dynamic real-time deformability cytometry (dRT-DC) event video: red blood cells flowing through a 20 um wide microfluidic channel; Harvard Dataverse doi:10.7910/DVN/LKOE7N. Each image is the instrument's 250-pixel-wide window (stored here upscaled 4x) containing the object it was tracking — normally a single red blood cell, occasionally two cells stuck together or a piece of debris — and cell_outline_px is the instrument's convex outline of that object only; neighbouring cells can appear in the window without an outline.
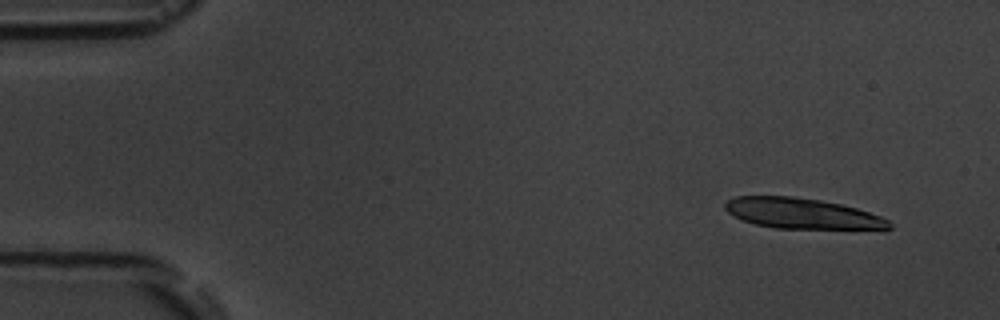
{"species": "common noctule bat (a hibernating species)", "species_latin": "Nyctalus noctula", "temperature_condition": "room temperature", "stored_images_in_passage": 4, "camera_frame_rate_fps": 3000, "um_per_image_px": 0.085, "animal": {"sex": "male", "body_mass_g": 19.5, "forearm_length_mm": 54.6}, "frame": {"image": 1, "passage_image": 1, "time_ms": 0.0, "image_size_px": [1000, 320], "cell_outline_px": [[892, 228], [884, 232], [880, 232], [776, 228], [756, 224], [744, 220], [728, 212], [724, 208], [724, 204], [728, 200], [736, 196], [792, 196], [820, 200], [840, 204], [856, 208], [880, 216], [888, 220], [892, 224]], "centroid_in_image_um": [68.37, 18.2], "position_along_channel_um": 16.6, "area_um2": 30.35}}